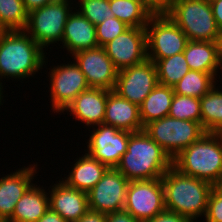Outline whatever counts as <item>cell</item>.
Wrapping results in <instances>:
<instances>
[{"label": "cell", "mask_w": 222, "mask_h": 222, "mask_svg": "<svg viewBox=\"0 0 222 222\" xmlns=\"http://www.w3.org/2000/svg\"><path fill=\"white\" fill-rule=\"evenodd\" d=\"M173 166V159L144 130L131 132L116 169L129 181L153 180Z\"/></svg>", "instance_id": "6da1fadb"}, {"label": "cell", "mask_w": 222, "mask_h": 222, "mask_svg": "<svg viewBox=\"0 0 222 222\" xmlns=\"http://www.w3.org/2000/svg\"><path fill=\"white\" fill-rule=\"evenodd\" d=\"M165 209L176 212L193 222L205 217L211 183L180 173L173 166L161 178Z\"/></svg>", "instance_id": "7a4b0ae2"}, {"label": "cell", "mask_w": 222, "mask_h": 222, "mask_svg": "<svg viewBox=\"0 0 222 222\" xmlns=\"http://www.w3.org/2000/svg\"><path fill=\"white\" fill-rule=\"evenodd\" d=\"M24 30L0 32V84L1 78L26 79L33 77L46 65V55Z\"/></svg>", "instance_id": "3957f363"}, {"label": "cell", "mask_w": 222, "mask_h": 222, "mask_svg": "<svg viewBox=\"0 0 222 222\" xmlns=\"http://www.w3.org/2000/svg\"><path fill=\"white\" fill-rule=\"evenodd\" d=\"M173 167L217 186L222 181V133L205 132L173 158Z\"/></svg>", "instance_id": "277c9868"}, {"label": "cell", "mask_w": 222, "mask_h": 222, "mask_svg": "<svg viewBox=\"0 0 222 222\" xmlns=\"http://www.w3.org/2000/svg\"><path fill=\"white\" fill-rule=\"evenodd\" d=\"M167 16L191 41L221 42L209 0H174Z\"/></svg>", "instance_id": "5b68a950"}, {"label": "cell", "mask_w": 222, "mask_h": 222, "mask_svg": "<svg viewBox=\"0 0 222 222\" xmlns=\"http://www.w3.org/2000/svg\"><path fill=\"white\" fill-rule=\"evenodd\" d=\"M71 1L55 0L30 11L24 31L42 48L62 42L66 20L74 8L70 7L73 4Z\"/></svg>", "instance_id": "8992f818"}, {"label": "cell", "mask_w": 222, "mask_h": 222, "mask_svg": "<svg viewBox=\"0 0 222 222\" xmlns=\"http://www.w3.org/2000/svg\"><path fill=\"white\" fill-rule=\"evenodd\" d=\"M143 130L172 159L205 134L199 122L170 116L146 124Z\"/></svg>", "instance_id": "52a82bcc"}, {"label": "cell", "mask_w": 222, "mask_h": 222, "mask_svg": "<svg viewBox=\"0 0 222 222\" xmlns=\"http://www.w3.org/2000/svg\"><path fill=\"white\" fill-rule=\"evenodd\" d=\"M145 28L147 57L154 63L159 59L182 53L189 41L167 15H152Z\"/></svg>", "instance_id": "ba28073f"}, {"label": "cell", "mask_w": 222, "mask_h": 222, "mask_svg": "<svg viewBox=\"0 0 222 222\" xmlns=\"http://www.w3.org/2000/svg\"><path fill=\"white\" fill-rule=\"evenodd\" d=\"M124 210L140 222H145L165 210L161 178L130 181Z\"/></svg>", "instance_id": "9c48e42d"}, {"label": "cell", "mask_w": 222, "mask_h": 222, "mask_svg": "<svg viewBox=\"0 0 222 222\" xmlns=\"http://www.w3.org/2000/svg\"><path fill=\"white\" fill-rule=\"evenodd\" d=\"M61 65L54 66L49 72L50 102L54 113H63L81 92L90 88L75 61Z\"/></svg>", "instance_id": "30bf717a"}, {"label": "cell", "mask_w": 222, "mask_h": 222, "mask_svg": "<svg viewBox=\"0 0 222 222\" xmlns=\"http://www.w3.org/2000/svg\"><path fill=\"white\" fill-rule=\"evenodd\" d=\"M129 182L116 168H109L87 193L89 210L103 214L124 210Z\"/></svg>", "instance_id": "8fae6325"}, {"label": "cell", "mask_w": 222, "mask_h": 222, "mask_svg": "<svg viewBox=\"0 0 222 222\" xmlns=\"http://www.w3.org/2000/svg\"><path fill=\"white\" fill-rule=\"evenodd\" d=\"M158 84L155 63L150 60L118 71L114 91L140 106Z\"/></svg>", "instance_id": "7c38bea8"}, {"label": "cell", "mask_w": 222, "mask_h": 222, "mask_svg": "<svg viewBox=\"0 0 222 222\" xmlns=\"http://www.w3.org/2000/svg\"><path fill=\"white\" fill-rule=\"evenodd\" d=\"M103 48L118 71L141 64L148 59L146 28L129 27Z\"/></svg>", "instance_id": "4fadbf2b"}, {"label": "cell", "mask_w": 222, "mask_h": 222, "mask_svg": "<svg viewBox=\"0 0 222 222\" xmlns=\"http://www.w3.org/2000/svg\"><path fill=\"white\" fill-rule=\"evenodd\" d=\"M96 127L91 131L85 152L109 168H116L126 152L130 132L105 124Z\"/></svg>", "instance_id": "5bb4252c"}, {"label": "cell", "mask_w": 222, "mask_h": 222, "mask_svg": "<svg viewBox=\"0 0 222 222\" xmlns=\"http://www.w3.org/2000/svg\"><path fill=\"white\" fill-rule=\"evenodd\" d=\"M72 56L90 87L110 91L115 89L118 70L103 47L82 50Z\"/></svg>", "instance_id": "9a60e30c"}, {"label": "cell", "mask_w": 222, "mask_h": 222, "mask_svg": "<svg viewBox=\"0 0 222 222\" xmlns=\"http://www.w3.org/2000/svg\"><path fill=\"white\" fill-rule=\"evenodd\" d=\"M48 194L50 209L66 222H77L89 211L87 193L71 188L61 180L52 185Z\"/></svg>", "instance_id": "2e32d148"}, {"label": "cell", "mask_w": 222, "mask_h": 222, "mask_svg": "<svg viewBox=\"0 0 222 222\" xmlns=\"http://www.w3.org/2000/svg\"><path fill=\"white\" fill-rule=\"evenodd\" d=\"M35 172L37 174V165L31 164L0 178V218L5 222L12 217L16 203L33 184Z\"/></svg>", "instance_id": "e0dca14e"}, {"label": "cell", "mask_w": 222, "mask_h": 222, "mask_svg": "<svg viewBox=\"0 0 222 222\" xmlns=\"http://www.w3.org/2000/svg\"><path fill=\"white\" fill-rule=\"evenodd\" d=\"M109 93L107 89L90 87L81 92L65 110L78 121L86 123V126L93 125L94 128L103 124Z\"/></svg>", "instance_id": "ac0fdd59"}, {"label": "cell", "mask_w": 222, "mask_h": 222, "mask_svg": "<svg viewBox=\"0 0 222 222\" xmlns=\"http://www.w3.org/2000/svg\"><path fill=\"white\" fill-rule=\"evenodd\" d=\"M103 124L130 133L144 129L140 119L139 106L121 97L114 90H111L107 96Z\"/></svg>", "instance_id": "d6986e66"}, {"label": "cell", "mask_w": 222, "mask_h": 222, "mask_svg": "<svg viewBox=\"0 0 222 222\" xmlns=\"http://www.w3.org/2000/svg\"><path fill=\"white\" fill-rule=\"evenodd\" d=\"M69 15L64 27L62 44L71 55L98 46L96 26L78 12Z\"/></svg>", "instance_id": "ffe728a7"}, {"label": "cell", "mask_w": 222, "mask_h": 222, "mask_svg": "<svg viewBox=\"0 0 222 222\" xmlns=\"http://www.w3.org/2000/svg\"><path fill=\"white\" fill-rule=\"evenodd\" d=\"M190 70L218 76L221 59V42L189 40L183 51Z\"/></svg>", "instance_id": "44dd1931"}, {"label": "cell", "mask_w": 222, "mask_h": 222, "mask_svg": "<svg viewBox=\"0 0 222 222\" xmlns=\"http://www.w3.org/2000/svg\"><path fill=\"white\" fill-rule=\"evenodd\" d=\"M71 172L62 181L69 187L88 193L109 169L89 154L77 158Z\"/></svg>", "instance_id": "7402d4cb"}, {"label": "cell", "mask_w": 222, "mask_h": 222, "mask_svg": "<svg viewBox=\"0 0 222 222\" xmlns=\"http://www.w3.org/2000/svg\"><path fill=\"white\" fill-rule=\"evenodd\" d=\"M49 208V194L42 186L32 184L16 203L7 222H37Z\"/></svg>", "instance_id": "603a6c76"}, {"label": "cell", "mask_w": 222, "mask_h": 222, "mask_svg": "<svg viewBox=\"0 0 222 222\" xmlns=\"http://www.w3.org/2000/svg\"><path fill=\"white\" fill-rule=\"evenodd\" d=\"M174 94L172 87L156 85L139 106L143 127L152 121L168 116Z\"/></svg>", "instance_id": "cb8c5ba5"}, {"label": "cell", "mask_w": 222, "mask_h": 222, "mask_svg": "<svg viewBox=\"0 0 222 222\" xmlns=\"http://www.w3.org/2000/svg\"><path fill=\"white\" fill-rule=\"evenodd\" d=\"M214 87L200 98L201 126L205 132L222 133V91Z\"/></svg>", "instance_id": "d4e9b609"}, {"label": "cell", "mask_w": 222, "mask_h": 222, "mask_svg": "<svg viewBox=\"0 0 222 222\" xmlns=\"http://www.w3.org/2000/svg\"><path fill=\"white\" fill-rule=\"evenodd\" d=\"M113 16L129 27L145 28L151 13L141 0H110Z\"/></svg>", "instance_id": "484cf974"}, {"label": "cell", "mask_w": 222, "mask_h": 222, "mask_svg": "<svg viewBox=\"0 0 222 222\" xmlns=\"http://www.w3.org/2000/svg\"><path fill=\"white\" fill-rule=\"evenodd\" d=\"M215 80L218 81L212 73L189 70L173 87L174 93L200 99L214 87Z\"/></svg>", "instance_id": "4316f807"}, {"label": "cell", "mask_w": 222, "mask_h": 222, "mask_svg": "<svg viewBox=\"0 0 222 222\" xmlns=\"http://www.w3.org/2000/svg\"><path fill=\"white\" fill-rule=\"evenodd\" d=\"M158 84L174 87L190 70L182 53L175 54L155 62Z\"/></svg>", "instance_id": "83f0119b"}, {"label": "cell", "mask_w": 222, "mask_h": 222, "mask_svg": "<svg viewBox=\"0 0 222 222\" xmlns=\"http://www.w3.org/2000/svg\"><path fill=\"white\" fill-rule=\"evenodd\" d=\"M28 12L23 0H0V24L2 31L24 30Z\"/></svg>", "instance_id": "f1b7e54d"}, {"label": "cell", "mask_w": 222, "mask_h": 222, "mask_svg": "<svg viewBox=\"0 0 222 222\" xmlns=\"http://www.w3.org/2000/svg\"><path fill=\"white\" fill-rule=\"evenodd\" d=\"M168 116L201 124L200 99L174 94Z\"/></svg>", "instance_id": "f546056e"}, {"label": "cell", "mask_w": 222, "mask_h": 222, "mask_svg": "<svg viewBox=\"0 0 222 222\" xmlns=\"http://www.w3.org/2000/svg\"><path fill=\"white\" fill-rule=\"evenodd\" d=\"M78 12L95 26L113 16L110 0H78ZM80 5V6H79Z\"/></svg>", "instance_id": "4dcf8cb0"}, {"label": "cell", "mask_w": 222, "mask_h": 222, "mask_svg": "<svg viewBox=\"0 0 222 222\" xmlns=\"http://www.w3.org/2000/svg\"><path fill=\"white\" fill-rule=\"evenodd\" d=\"M128 28L129 26L115 17H112L96 25L98 46L103 47L104 45L118 37L120 34L125 32Z\"/></svg>", "instance_id": "1f68e13d"}, {"label": "cell", "mask_w": 222, "mask_h": 222, "mask_svg": "<svg viewBox=\"0 0 222 222\" xmlns=\"http://www.w3.org/2000/svg\"><path fill=\"white\" fill-rule=\"evenodd\" d=\"M206 222H222V191L214 186L208 197Z\"/></svg>", "instance_id": "d6a6232c"}, {"label": "cell", "mask_w": 222, "mask_h": 222, "mask_svg": "<svg viewBox=\"0 0 222 222\" xmlns=\"http://www.w3.org/2000/svg\"><path fill=\"white\" fill-rule=\"evenodd\" d=\"M174 0H141L143 6L151 15H167L173 5Z\"/></svg>", "instance_id": "836d02e7"}, {"label": "cell", "mask_w": 222, "mask_h": 222, "mask_svg": "<svg viewBox=\"0 0 222 222\" xmlns=\"http://www.w3.org/2000/svg\"><path fill=\"white\" fill-rule=\"evenodd\" d=\"M145 222H193L191 219L181 216L176 212L164 210Z\"/></svg>", "instance_id": "e575fe53"}, {"label": "cell", "mask_w": 222, "mask_h": 222, "mask_svg": "<svg viewBox=\"0 0 222 222\" xmlns=\"http://www.w3.org/2000/svg\"><path fill=\"white\" fill-rule=\"evenodd\" d=\"M106 222H140L125 210L106 214Z\"/></svg>", "instance_id": "d590c367"}, {"label": "cell", "mask_w": 222, "mask_h": 222, "mask_svg": "<svg viewBox=\"0 0 222 222\" xmlns=\"http://www.w3.org/2000/svg\"><path fill=\"white\" fill-rule=\"evenodd\" d=\"M217 27L222 33V0H209Z\"/></svg>", "instance_id": "8d00e7d4"}, {"label": "cell", "mask_w": 222, "mask_h": 222, "mask_svg": "<svg viewBox=\"0 0 222 222\" xmlns=\"http://www.w3.org/2000/svg\"><path fill=\"white\" fill-rule=\"evenodd\" d=\"M77 222H106V214L89 210Z\"/></svg>", "instance_id": "74e56055"}, {"label": "cell", "mask_w": 222, "mask_h": 222, "mask_svg": "<svg viewBox=\"0 0 222 222\" xmlns=\"http://www.w3.org/2000/svg\"><path fill=\"white\" fill-rule=\"evenodd\" d=\"M55 0H23L25 10L29 13L30 11L41 8Z\"/></svg>", "instance_id": "f35d334b"}, {"label": "cell", "mask_w": 222, "mask_h": 222, "mask_svg": "<svg viewBox=\"0 0 222 222\" xmlns=\"http://www.w3.org/2000/svg\"><path fill=\"white\" fill-rule=\"evenodd\" d=\"M37 222H66L58 213L50 208Z\"/></svg>", "instance_id": "ab89813d"}, {"label": "cell", "mask_w": 222, "mask_h": 222, "mask_svg": "<svg viewBox=\"0 0 222 222\" xmlns=\"http://www.w3.org/2000/svg\"><path fill=\"white\" fill-rule=\"evenodd\" d=\"M3 85L2 84H0V106L2 105V100H3V87H2Z\"/></svg>", "instance_id": "60d3db41"}, {"label": "cell", "mask_w": 222, "mask_h": 222, "mask_svg": "<svg viewBox=\"0 0 222 222\" xmlns=\"http://www.w3.org/2000/svg\"><path fill=\"white\" fill-rule=\"evenodd\" d=\"M217 187L222 191V181L217 185Z\"/></svg>", "instance_id": "b9f144b4"}, {"label": "cell", "mask_w": 222, "mask_h": 222, "mask_svg": "<svg viewBox=\"0 0 222 222\" xmlns=\"http://www.w3.org/2000/svg\"><path fill=\"white\" fill-rule=\"evenodd\" d=\"M221 59H222V39H221Z\"/></svg>", "instance_id": "7bdbcfd3"}, {"label": "cell", "mask_w": 222, "mask_h": 222, "mask_svg": "<svg viewBox=\"0 0 222 222\" xmlns=\"http://www.w3.org/2000/svg\"><path fill=\"white\" fill-rule=\"evenodd\" d=\"M220 68L222 69V61H221L220 66H219V70H220ZM221 91H222V89H221Z\"/></svg>", "instance_id": "ee69618b"}]
</instances>
